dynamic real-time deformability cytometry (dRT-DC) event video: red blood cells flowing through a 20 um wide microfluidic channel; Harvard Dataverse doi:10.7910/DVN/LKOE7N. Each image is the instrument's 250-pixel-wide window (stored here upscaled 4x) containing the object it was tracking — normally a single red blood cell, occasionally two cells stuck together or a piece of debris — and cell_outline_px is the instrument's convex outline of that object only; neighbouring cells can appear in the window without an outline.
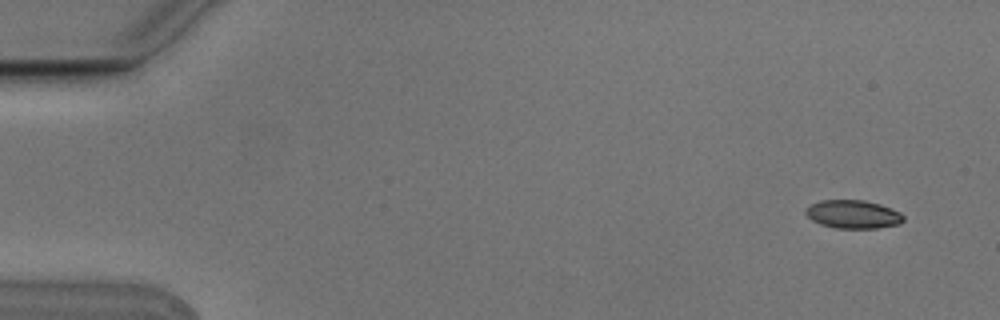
{"species": "Egyptian fruit bat (a non-hibernating species)", "species_latin": "Rousettus aegyptiacus", "temperature_condition": "cold", "stored_images_in_passage": 4, "camera_frame_rate_fps": 3000, "um_per_image_px": 0.085, "animal": {"sex": "male"}, "frame": {"image": 1, "passage_image": 1, "time_ms": 0.0, "image_size_px": [1000, 320], "cell_outline_px": [[904, 220], [900, 224], [876, 228], [836, 228], [820, 224], [812, 220], [804, 212], [804, 208], [808, 204], [820, 200], [864, 200], [880, 204], [892, 208], [900, 212], [904, 216]], "centroid_in_image_um": [72.49, 18.2], "position_along_channel_um": 12.5, "area_um2": 16.36}}
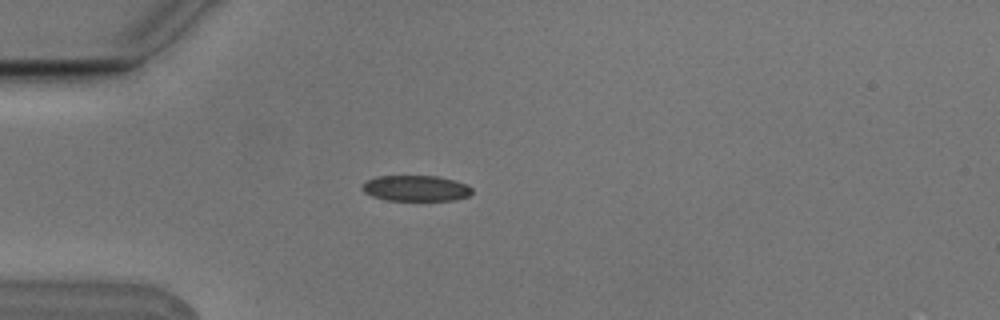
{"frame": {"image": 2, "passage_image": 4, "time_ms": 1.0, "image_size_px": [1000, 320], "cell_outline_px": [[472, 192], [468, 196], [452, 200], [388, 200], [372, 196], [364, 192], [360, 188], [360, 184], [376, 176], [436, 176], [452, 180], [464, 184], [472, 188]], "centroid_in_image_um": [35.28, 16.0], "position_along_channel_um": 49.7, "area_um2": 16.36}}